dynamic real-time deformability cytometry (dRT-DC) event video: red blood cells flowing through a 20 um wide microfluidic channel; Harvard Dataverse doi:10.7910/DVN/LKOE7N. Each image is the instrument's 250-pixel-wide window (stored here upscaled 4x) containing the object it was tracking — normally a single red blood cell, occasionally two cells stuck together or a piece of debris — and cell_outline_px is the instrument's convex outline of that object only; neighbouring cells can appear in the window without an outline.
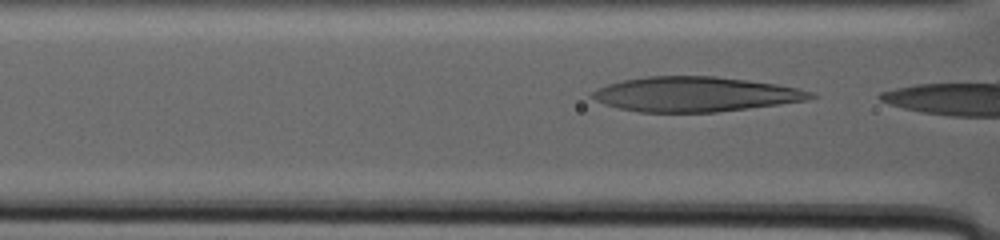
{"species": "human", "species_latin": "Homo sapiens", "temperature_condition": "warm", "stored_images_in_passage": 7, "camera_frame_rate_fps": 3000, "um_per_image_px": 0.085, "donor": {"sex": "male"}, "frame": {"image": 1, "passage_image": 3, "time_ms": 0.667, "image_size_px": [1000, 240], "cell_outline_px": [[816, 96], [808, 100], [780, 104], [716, 112], [640, 112], [620, 108], [604, 104], [588, 96], [592, 92], [608, 84], [624, 80], [644, 76], [716, 76], [748, 80], [776, 84], [796, 88], [812, 92]], "centroid_in_image_um": [59.08, 8.01], "position_along_channel_um": 107.5, "area_um2": 44.1}}